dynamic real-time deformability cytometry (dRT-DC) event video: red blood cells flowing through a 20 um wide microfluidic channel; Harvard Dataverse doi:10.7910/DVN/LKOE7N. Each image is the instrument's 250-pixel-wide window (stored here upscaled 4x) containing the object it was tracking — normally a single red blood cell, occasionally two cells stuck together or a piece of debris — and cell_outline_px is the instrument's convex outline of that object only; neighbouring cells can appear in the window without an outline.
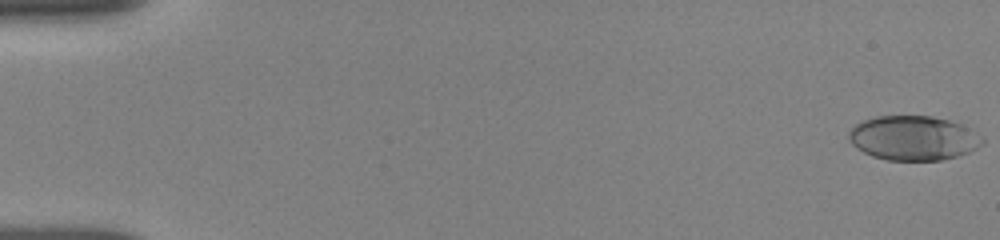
{"species": "human", "species_latin": "Homo sapiens", "temperature_condition": "room temperature", "stored_images_in_passage": 16, "camera_frame_rate_fps": 3000, "um_per_image_px": 0.085, "donor": {"sex": "female"}, "frame": {"image": 1, "passage_image": 1, "time_ms": 0.0, "image_size_px": [1000, 240], "cell_outline_px": [[984, 144], [968, 152], [956, 156], [940, 160], [888, 160], [872, 156], [856, 148], [848, 140], [848, 132], [856, 124], [864, 120], [876, 116], [932, 116], [948, 120], [972, 128], [984, 140]], "centroid_in_image_um": [77.63, 11.73], "position_along_channel_um": 7.4, "area_um2": 34.62}}
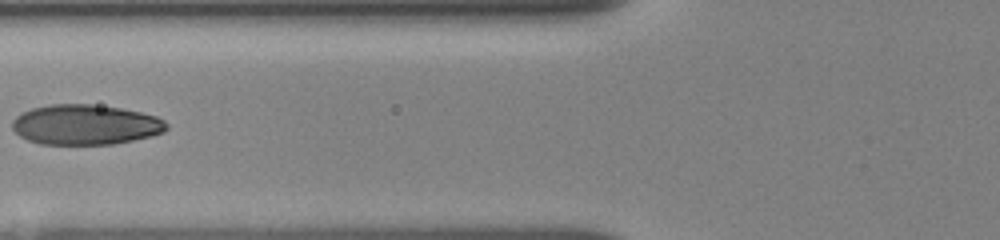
{"frame": {"image": 2, "passage_image": 14, "time_ms": 7.0, "image_size_px": [1000, 240], "cell_outline_px": [[168, 128], [164, 132], [152, 136], [112, 144], [40, 144], [28, 140], [20, 136], [12, 128], [12, 120], [20, 112], [32, 108], [52, 104], [92, 104], [120, 108], [140, 112], [156, 116], [164, 120], [168, 124]], "centroid_in_image_um": [7.25, 10.59], "position_along_channel_um": 118.5, "area_um2": 36.18}}
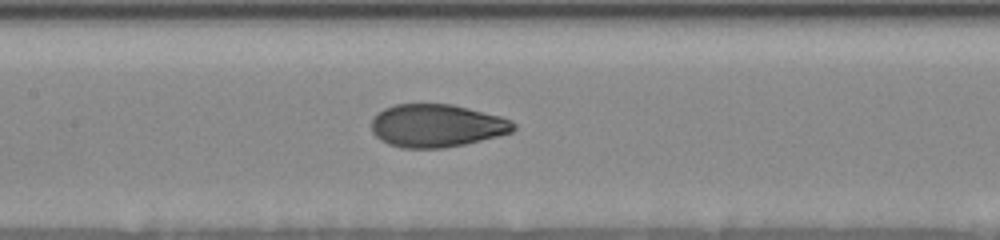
{"frame": {"image": 3, "passage_image": 16, "time_ms": 8.333, "image_size_px": [1000, 240], "cell_outline_px": [[516, 128], [512, 132], [464, 144], [444, 148], [400, 148], [388, 144], [380, 140], [372, 132], [372, 120], [384, 108], [396, 104], [452, 104], [500, 116], [512, 120], [516, 124]], "centroid_in_image_um": [37.12, 10.68], "position_along_channel_um": 170.3, "area_um2": 35.43}}